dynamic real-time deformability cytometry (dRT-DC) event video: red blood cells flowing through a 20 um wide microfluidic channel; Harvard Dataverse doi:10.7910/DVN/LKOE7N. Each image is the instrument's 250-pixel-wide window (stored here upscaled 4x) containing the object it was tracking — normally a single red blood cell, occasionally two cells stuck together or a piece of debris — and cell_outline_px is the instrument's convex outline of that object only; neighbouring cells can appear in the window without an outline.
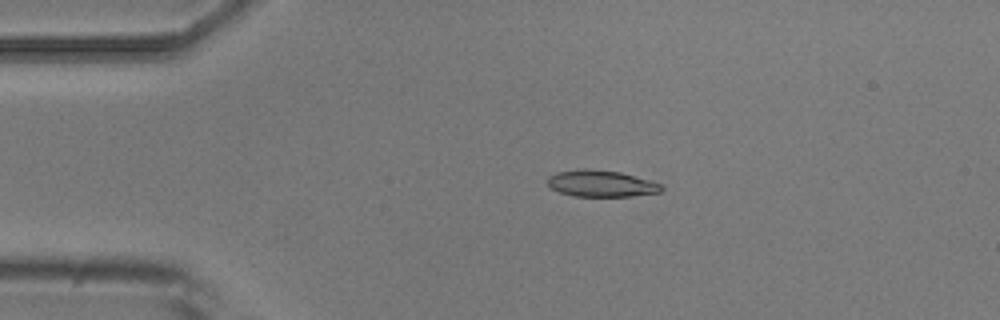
{"species": "common noctule bat (a hibernating species)", "species_latin": "Nyctalus noctula", "temperature_condition": "room temperature", "stored_images_in_passage": 3, "camera_frame_rate_fps": 3000, "um_per_image_px": 0.085, "animal": {"sex": "male", "body_mass_g": 20.5, "forearm_length_mm": 52.5}, "frame": {"image": 1, "passage_image": 2, "time_ms": 1.0, "image_size_px": [1000, 320], "cell_outline_px": [[664, 188], [660, 192], [632, 196], [576, 196], [560, 192], [552, 188], [548, 184], [548, 176], [556, 172], [580, 168], [588, 168], [620, 172], [648, 180], [660, 184]], "centroid_in_image_um": [51.07, 15.59], "position_along_channel_um": 33.9, "area_um2": 17.51}}